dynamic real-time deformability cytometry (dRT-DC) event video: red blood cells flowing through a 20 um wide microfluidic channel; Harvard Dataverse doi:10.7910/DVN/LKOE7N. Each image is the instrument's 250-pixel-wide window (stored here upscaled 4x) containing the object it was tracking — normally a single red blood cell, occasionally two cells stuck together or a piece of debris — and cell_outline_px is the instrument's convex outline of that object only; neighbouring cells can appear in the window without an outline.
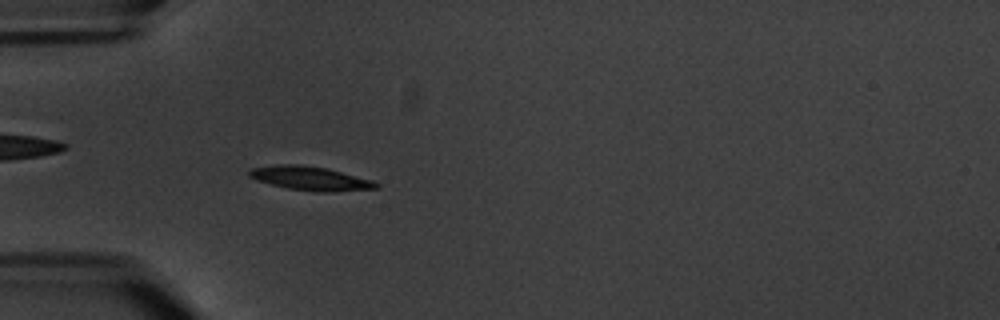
{"species": "common noctule bat (a hibernating species)", "species_latin": "Nyctalus noctula", "temperature_condition": "warm", "stored_images_in_passage": 6, "camera_frame_rate_fps": 3000, "um_per_image_px": 0.085, "animal": {"sex": "male", "body_mass_g": 20.1, "forearm_length_mm": 53.5}, "frame": {"image": 1, "passage_image": 6, "time_ms": 5.667, "image_size_px": [1000, 320], "cell_outline_px": [[380, 184], [376, 188], [332, 192], [316, 192], [288, 188], [256, 180], [248, 176], [248, 172], [252, 168], [280, 164], [300, 164], [324, 168], [372, 180]], "centroid_in_image_um": [26.35, 15.16], "position_along_channel_um": 58.6, "area_um2": 17.4}}